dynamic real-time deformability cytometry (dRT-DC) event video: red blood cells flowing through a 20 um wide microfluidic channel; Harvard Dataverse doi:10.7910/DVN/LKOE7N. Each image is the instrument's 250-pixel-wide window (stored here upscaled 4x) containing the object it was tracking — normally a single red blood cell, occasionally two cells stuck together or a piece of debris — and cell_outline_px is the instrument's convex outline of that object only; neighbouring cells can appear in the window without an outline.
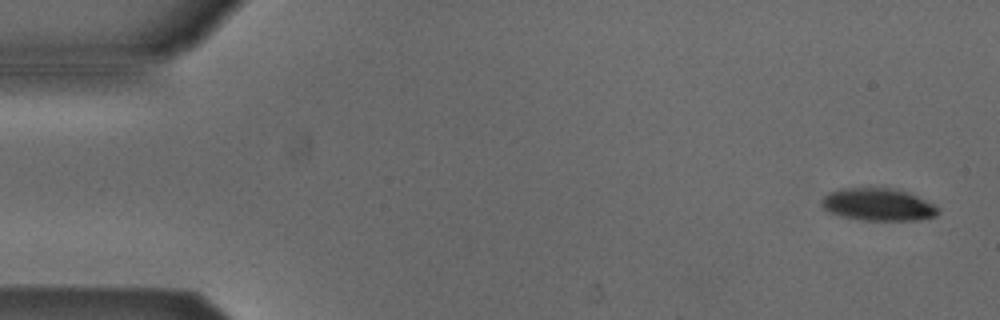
{"species": "Egyptian fruit bat (a non-hibernating species)", "species_latin": "Rousettus aegyptiacus", "temperature_condition": "cold", "stored_images_in_passage": 37, "camera_frame_rate_fps": 3000, "um_per_image_px": 0.085, "animal": {"sex": "male"}, "frame": {"image": 1, "passage_image": 2, "time_ms": 0.333, "image_size_px": [1000, 320], "cell_outline_px": [[940, 212], [936, 216], [916, 220], [864, 220], [840, 216], [828, 212], [820, 204], [820, 200], [828, 192], [840, 188], [892, 188], [908, 192], [940, 208]], "centroid_in_image_um": [74.6, 17.38], "position_along_channel_um": 10.4, "area_um2": 22.08}}
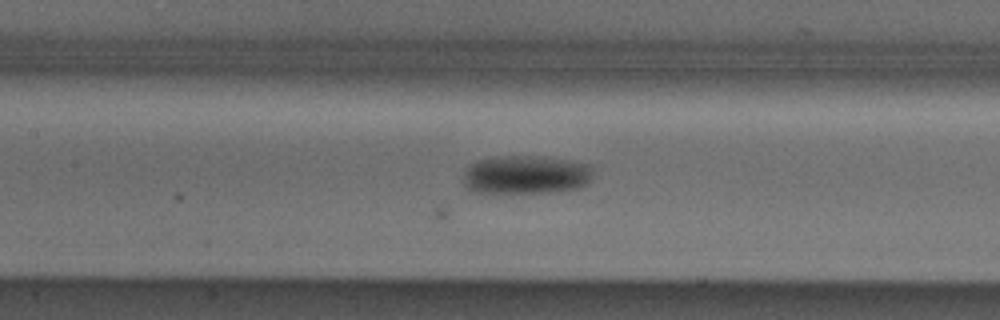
{"frame": {"image": 2, "passage_image": 24, "time_ms": 7.667, "image_size_px": [1000, 320], "cell_outline_px": [[592, 176], [588, 184], [580, 188], [548, 192], [476, 192], [468, 188], [464, 184], [464, 176], [468, 168], [476, 160], [492, 156], [544, 156], [572, 160], [592, 164]], "centroid_in_image_um": [44.77, 14.83], "position_along_channel_um": 162.6, "area_um2": 29.42}}
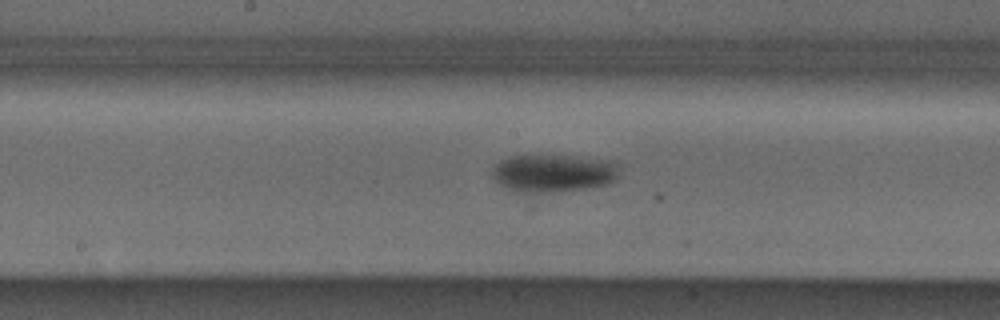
{"frame": {"image": 3, "passage_image": 27, "time_ms": 8.667, "image_size_px": [1000, 320], "cell_outline_px": [[616, 180], [608, 184], [528, 212], [492, 176], [492, 168], [500, 160], [508, 156], [564, 156], [600, 160], [616, 164]], "centroid_in_image_um": [46.81, 15.13], "position_along_channel_um": 201.4, "area_um2": 33.87}}